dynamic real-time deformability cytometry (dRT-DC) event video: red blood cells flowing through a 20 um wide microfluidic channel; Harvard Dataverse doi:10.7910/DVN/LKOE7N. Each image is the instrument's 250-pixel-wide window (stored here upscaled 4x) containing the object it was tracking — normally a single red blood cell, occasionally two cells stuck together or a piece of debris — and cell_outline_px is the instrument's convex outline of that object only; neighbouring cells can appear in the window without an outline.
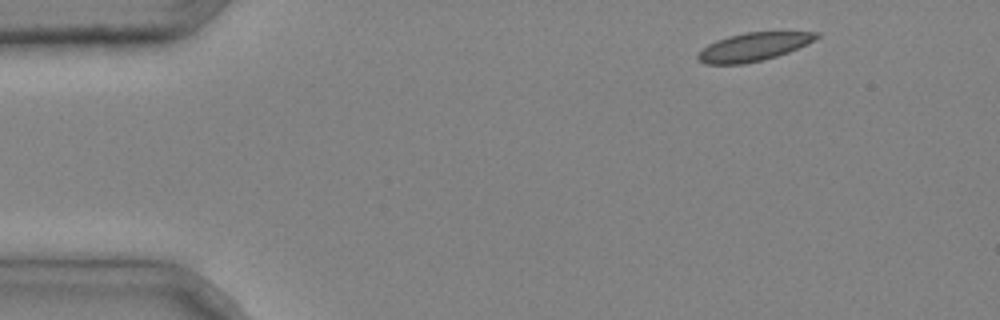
{"species": "common noctule bat (a hibernating species)", "species_latin": "Nyctalus noctula", "temperature_condition": "cold", "stored_images_in_passage": 3, "camera_frame_rate_fps": 3000, "um_per_image_px": 0.085, "animal": {"sex": "male", "body_mass_g": 20.4}, "frame": {"image": 1, "passage_image": 1, "time_ms": 0.0, "image_size_px": [1000, 320], "cell_outline_px": [[820, 36], [788, 52], [776, 56], [744, 64], [704, 64], [696, 60], [696, 56], [708, 44], [716, 40], [728, 36], [748, 32], [820, 32]], "centroid_in_image_um": [63.98, 3.99], "position_along_channel_um": 21.0, "area_um2": 19.19}}